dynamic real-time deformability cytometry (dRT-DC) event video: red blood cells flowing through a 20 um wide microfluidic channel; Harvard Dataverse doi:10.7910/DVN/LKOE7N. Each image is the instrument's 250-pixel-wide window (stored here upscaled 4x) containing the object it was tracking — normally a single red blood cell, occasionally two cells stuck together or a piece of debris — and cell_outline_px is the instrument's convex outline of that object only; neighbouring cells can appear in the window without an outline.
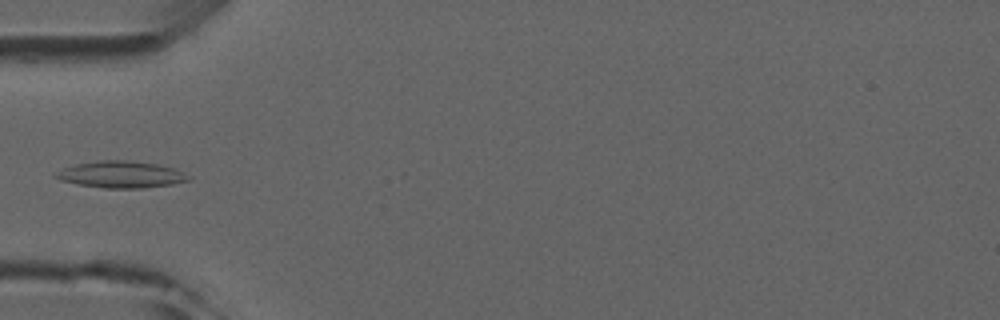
{"species": "common noctule bat (a hibernating species)", "species_latin": "Nyctalus noctula", "temperature_condition": "room temperature", "stored_images_in_passage": 4, "camera_frame_rate_fps": 3000, "um_per_image_px": 0.085, "animal": {"sex": "male", "forearm_length_mm": 52.5}, "frame": {"image": 1, "passage_image": 4, "time_ms": 4.333, "image_size_px": [1000, 320], "cell_outline_px": [[192, 180], [172, 184], [140, 188], [104, 188], [80, 184], [60, 180], [52, 176], [56, 172], [64, 168], [76, 164], [100, 160], [132, 160], [160, 164], [176, 168], [192, 176]], "centroid_in_image_um": [10.36, 14.82], "position_along_channel_um": 74.6, "area_um2": 20.87}}